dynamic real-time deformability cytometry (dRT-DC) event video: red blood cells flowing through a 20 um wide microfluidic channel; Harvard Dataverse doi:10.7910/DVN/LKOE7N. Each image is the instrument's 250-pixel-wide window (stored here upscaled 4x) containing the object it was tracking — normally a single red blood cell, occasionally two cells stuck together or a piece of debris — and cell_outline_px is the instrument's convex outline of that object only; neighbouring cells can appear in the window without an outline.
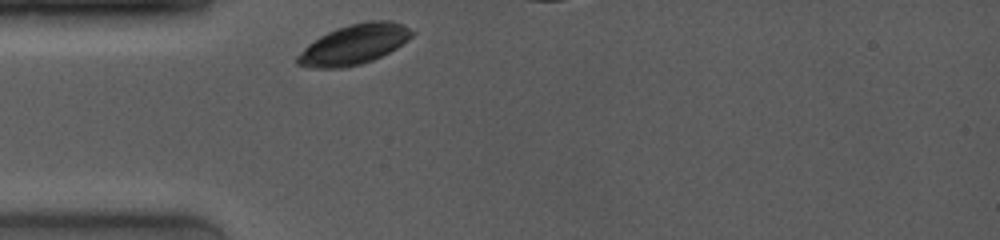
{"species": "common noctule bat (a hibernating species)", "species_latin": "Nyctalus noctula", "temperature_condition": "room temperature", "stored_images_in_passage": 10, "camera_frame_rate_fps": 4000, "um_per_image_px": 0.085, "animal": {"sex": "female", "body_mass_g": 19.0, "forearm_length_mm": 53.3}, "frame": {"image": 1, "passage_image": 1, "time_ms": 0.0, "image_size_px": [1000, 240], "cell_outline_px": [[416, 32], [412, 36], [396, 48], [372, 60], [360, 64], [340, 68], [308, 68], [296, 64], [296, 56], [308, 44], [320, 36], [328, 32], [348, 24], [372, 20], [392, 20], [404, 24]], "centroid_in_image_um": [30.09, 3.77], "position_along_channel_um": 54.9, "area_um2": 26.7}}